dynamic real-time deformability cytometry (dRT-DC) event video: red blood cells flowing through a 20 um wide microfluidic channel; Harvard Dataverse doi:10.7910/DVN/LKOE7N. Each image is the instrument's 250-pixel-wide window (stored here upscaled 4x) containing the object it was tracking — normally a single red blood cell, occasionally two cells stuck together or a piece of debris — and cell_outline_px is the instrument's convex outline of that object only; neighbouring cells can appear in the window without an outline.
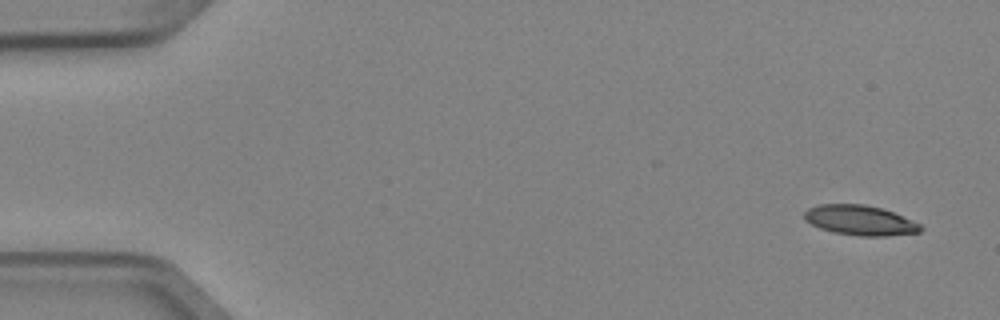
{"species": "Egyptian fruit bat (a non-hibernating species)", "species_latin": "Rousettus aegyptiacus", "temperature_condition": "cold", "stored_images_in_passage": 4, "camera_frame_rate_fps": 3000, "um_per_image_px": 0.085, "animal": {"sex": "female"}, "frame": {"image": 1, "passage_image": 1, "time_ms": 0.0, "image_size_px": [1000, 320], "cell_outline_px": [[924, 228], [920, 232], [884, 236], [860, 236], [836, 232], [820, 228], [804, 220], [804, 212], [808, 208], [820, 204], [864, 204], [880, 208], [892, 212], [920, 224]], "centroid_in_image_um": [73.08, 18.72], "position_along_channel_um": 11.9, "area_um2": 20.06}}
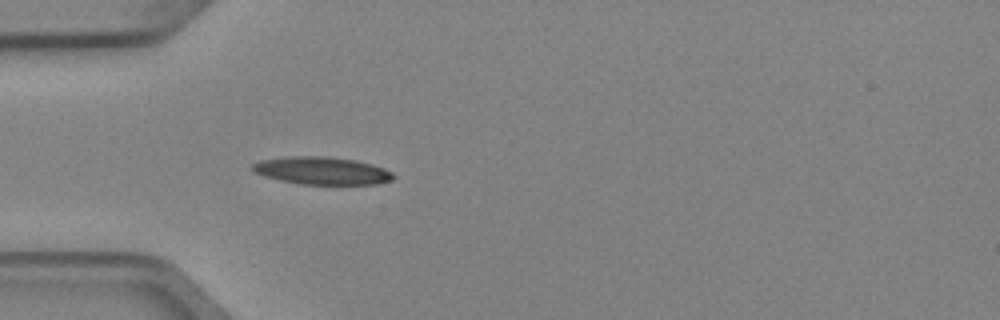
{"frame": {"image": 2, "passage_image": 4, "time_ms": 1.0, "image_size_px": [1000, 320], "cell_outline_px": [[396, 176], [392, 180], [376, 184], [300, 184], [280, 180], [264, 176], [256, 172], [252, 168], [252, 164], [260, 160], [288, 156], [328, 156], [356, 160], [372, 164], [384, 168], [392, 172]], "centroid_in_image_um": [27.39, 14.5], "position_along_channel_um": 57.6, "area_um2": 22.72}}